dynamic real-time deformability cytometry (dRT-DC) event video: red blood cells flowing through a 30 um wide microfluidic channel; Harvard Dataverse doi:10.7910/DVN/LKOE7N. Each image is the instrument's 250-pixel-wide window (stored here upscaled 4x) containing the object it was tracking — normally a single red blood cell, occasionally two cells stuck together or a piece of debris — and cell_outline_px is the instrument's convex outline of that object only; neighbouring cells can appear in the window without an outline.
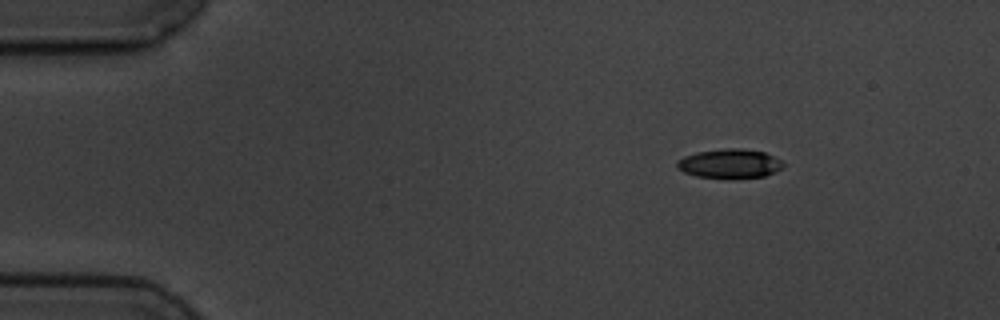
{"species": "common noctule bat (a hibernating species)", "species_latin": "Nyctalus noctula", "temperature_condition": "cold", "stored_images_in_passage": 10, "camera_frame_rate_fps": 3000, "um_per_image_px": 0.085, "animal": {"sex": "male", "body_mass_g": 19.5, "forearm_length_mm": 54.6}, "frame": {"image": 1, "passage_image": 1, "time_ms": 0.0, "image_size_px": [1000, 320], "cell_outline_px": [[784, 164], [780, 168], [764, 176], [696, 176], [684, 172], [676, 164], [684, 156], [696, 152], [724, 148], [740, 148], [764, 152], [780, 160]], "centroid_in_image_um": [62.01, 13.86], "position_along_channel_um": 23.0, "area_um2": 17.17}}
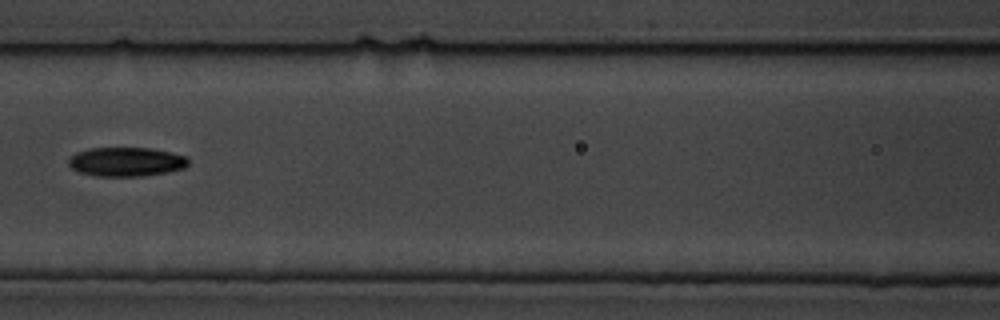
{"frame": {"image": 2, "passage_image": 6, "time_ms": 6.0, "image_size_px": [1000, 320], "cell_outline_px": [[188, 164], [184, 168], [168, 172], [140, 176], [96, 176], [76, 172], [68, 164], [68, 160], [76, 152], [88, 148], [148, 148], [188, 156]], "centroid_in_image_um": [10.7, 13.75], "position_along_channel_um": 155.9, "area_um2": 20.35}}
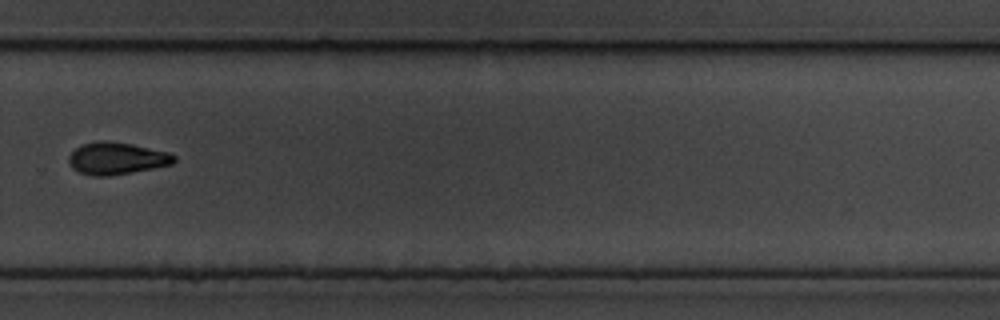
{"frame": {"image": 3, "passage_image": 10, "time_ms": 10.667, "image_size_px": [1000, 320], "cell_outline_px": [[176, 160], [172, 164], [132, 172], [108, 176], [92, 176], [80, 172], [72, 168], [68, 160], [68, 156], [80, 144], [100, 140], [108, 140], [132, 144], [172, 152], [176, 156]], "centroid_in_image_um": [9.93, 13.44], "position_along_channel_um": 319.9, "area_um2": 19.94}}